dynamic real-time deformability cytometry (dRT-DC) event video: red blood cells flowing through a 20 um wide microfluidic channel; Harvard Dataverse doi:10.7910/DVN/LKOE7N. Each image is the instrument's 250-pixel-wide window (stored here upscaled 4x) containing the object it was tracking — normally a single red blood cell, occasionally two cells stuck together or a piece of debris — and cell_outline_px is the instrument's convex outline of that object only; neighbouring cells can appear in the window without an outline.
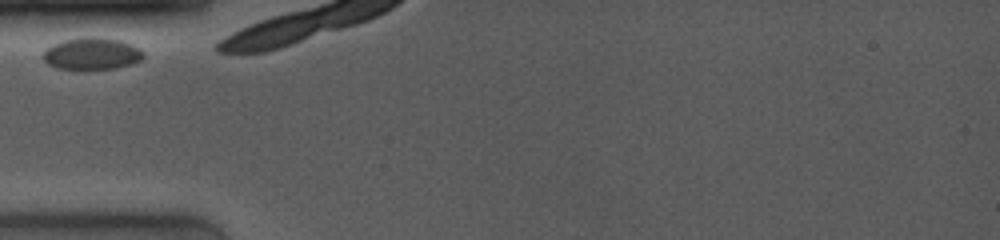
{"species": "common noctule bat (a hibernating species)", "species_latin": "Nyctalus noctula", "temperature_condition": "room temperature", "stored_images_in_passage": 3, "camera_frame_rate_fps": 4000, "um_per_image_px": 0.085, "animal": {"sex": "female", "body_mass_g": 19.0, "forearm_length_mm": 53.3}, "frame": {"image": 1, "passage_image": 1, "time_ms": 0.0, "image_size_px": [1000, 240], "cell_outline_px": [[144, 56], [140, 60], [132, 64], [116, 68], [56, 68], [48, 64], [44, 60], [44, 52], [52, 44], [64, 40], [84, 36], [96, 36], [120, 40], [132, 44], [140, 48], [144, 52]], "centroid_in_image_um": [7.84, 4.53], "position_along_channel_um": 77.2, "area_um2": 18.61}}